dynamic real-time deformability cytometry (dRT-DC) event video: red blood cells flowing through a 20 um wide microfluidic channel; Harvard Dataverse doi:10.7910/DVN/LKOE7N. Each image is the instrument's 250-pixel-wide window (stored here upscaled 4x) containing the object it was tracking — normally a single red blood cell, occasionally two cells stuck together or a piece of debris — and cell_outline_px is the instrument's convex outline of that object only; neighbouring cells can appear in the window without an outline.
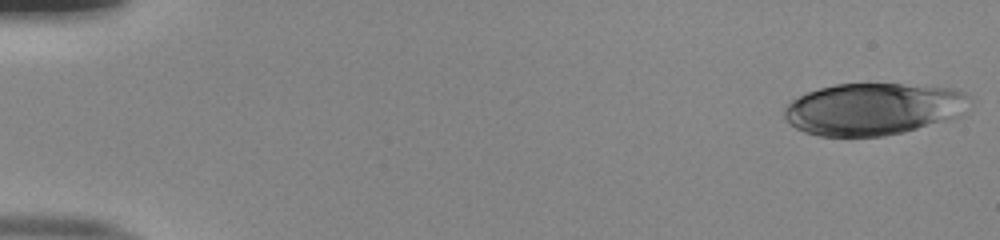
{"species": "human", "species_latin": "Homo sapiens", "temperature_condition": "room temperature", "stored_images_in_passage": 11, "camera_frame_rate_fps": 3000, "um_per_image_px": 0.085, "donor": {"sex": "male"}, "frame": {"image": 1, "passage_image": 1, "time_ms": 0.0, "image_size_px": [1000, 240], "cell_outline_px": [[972, 104], [964, 116], [952, 120], [904, 132], [884, 136], [820, 136], [804, 132], [796, 128], [784, 120], [784, 104], [808, 92], [820, 88], [836, 84], [900, 84], [960, 88], [968, 92], [972, 96]], "centroid_in_image_um": [74.36, 9.26], "position_along_channel_um": 10.6, "area_um2": 57.51}}